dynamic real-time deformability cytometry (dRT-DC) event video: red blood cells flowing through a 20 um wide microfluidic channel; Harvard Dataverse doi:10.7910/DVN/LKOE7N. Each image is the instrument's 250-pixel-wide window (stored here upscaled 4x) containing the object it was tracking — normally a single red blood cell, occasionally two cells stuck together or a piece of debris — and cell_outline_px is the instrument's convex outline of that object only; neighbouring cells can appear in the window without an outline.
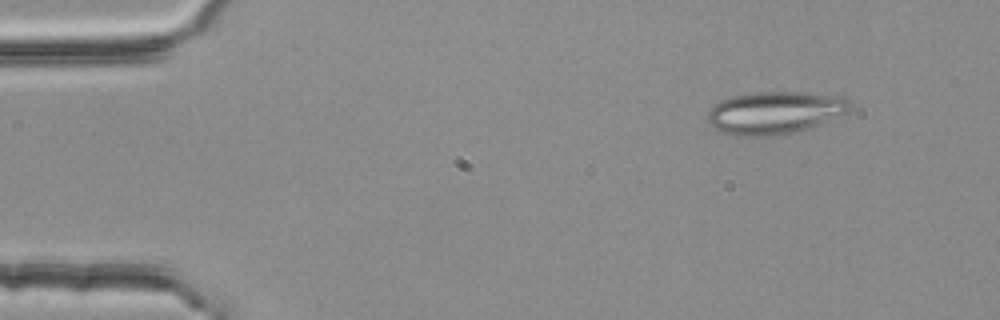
{"species": "common noctule bat (a hibernating species)", "species_latin": "Nyctalus noctula", "temperature_condition": "room temperature", "stored_images_in_passage": 50, "camera_frame_rate_fps": 3000, "um_per_image_px": 0.085, "animal": {"sex": "female", "body_mass_g": 25.1}, "frame": {"image": 1, "passage_image": 2, "time_ms": 0.333, "image_size_px": [1000, 320], "cell_outline_px": [[852, 108], [848, 112], [816, 124], [792, 132], [764, 136], [748, 136], [724, 132], [712, 128], [708, 124], [708, 112], [720, 100], [736, 96], [756, 92], [796, 92], [840, 96], [848, 100], [852, 104]], "centroid_in_image_um": [65.84, 9.56], "position_along_channel_um": 19.2, "area_um2": 34.45}}
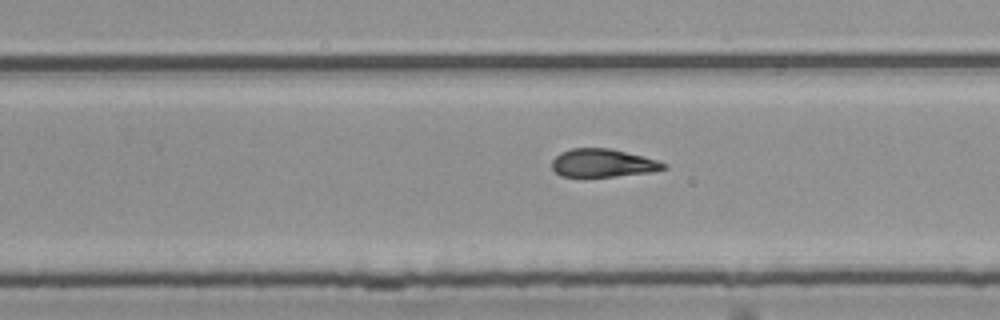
{"frame": {"image": 2, "passage_image": 30, "time_ms": 9.667, "image_size_px": [1000, 320], "cell_outline_px": [[668, 168], [652, 172], [612, 176], [560, 176], [552, 168], [552, 160], [560, 152], [572, 148], [608, 148], [656, 160], [668, 164]], "centroid_in_image_um": [51.23, 13.86], "position_along_channel_um": 278.6, "area_um2": 18.03}}
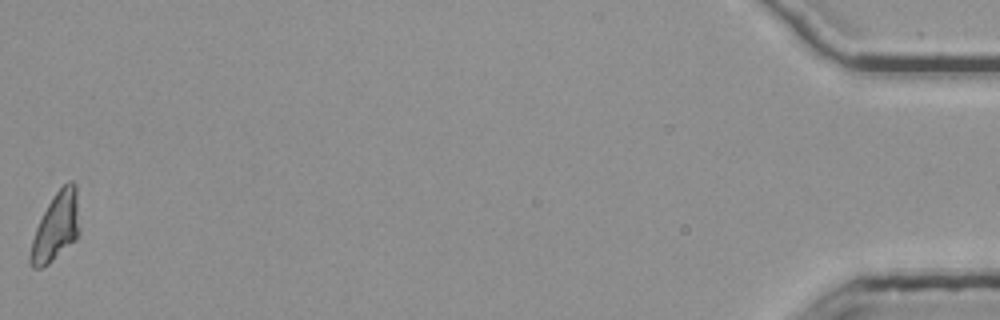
{"frame": {"image": 3, "passage_image": 50, "time_ms": 16.333, "image_size_px": [1000, 320], "cell_outline_px": [[80, 232], [76, 240], [48, 264], [40, 268], [32, 268], [28, 260], [28, 256], [32, 240], [36, 228], [48, 204], [56, 192], [68, 180], [72, 180], [76, 184], [80, 228]], "centroid_in_image_um": [4.77, 19.29], "position_along_channel_um": 430.4, "area_um2": 19.65}, "authors_computed_cell_mechanics": {"area_um2": 19.2185, "velocity_mm_per_s": 3.7908, "shape_relaxation_time_tau1_ms": null, "shape_relaxation_time_tau2_ms": 5.8146, "deformation_change_tau1": null, "deformation_change_tau2": 0.1733}}